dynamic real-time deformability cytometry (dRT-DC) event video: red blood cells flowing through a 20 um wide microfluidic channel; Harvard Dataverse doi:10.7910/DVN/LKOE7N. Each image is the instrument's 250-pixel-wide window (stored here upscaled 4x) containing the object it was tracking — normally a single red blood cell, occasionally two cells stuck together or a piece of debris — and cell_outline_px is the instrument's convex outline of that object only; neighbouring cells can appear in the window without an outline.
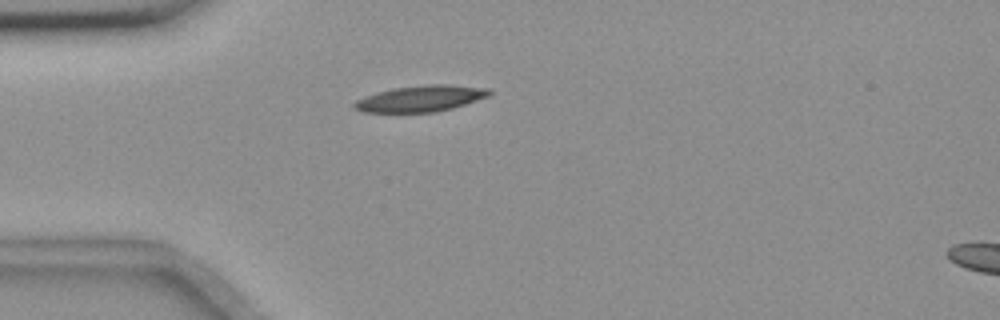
{"species": "common noctule bat (a hibernating species)", "species_latin": "Nyctalus noctula", "temperature_condition": "room temperature", "stored_images_in_passage": 42, "camera_frame_rate_fps": 3000, "um_per_image_px": 0.085, "animal": {"sex": "female", "body_mass_g": 18.4}, "frame": {"image": 1, "passage_image": 2, "time_ms": 0.333, "image_size_px": [1000, 320], "cell_outline_px": [[492, 92], [488, 96], [452, 108], [436, 112], [364, 112], [352, 108], [352, 104], [356, 100], [364, 96], [376, 92], [392, 88], [428, 84], [444, 84], [488, 88]], "centroid_in_image_um": [35.7, 8.37], "position_along_channel_um": 49.3, "area_um2": 20.58}}
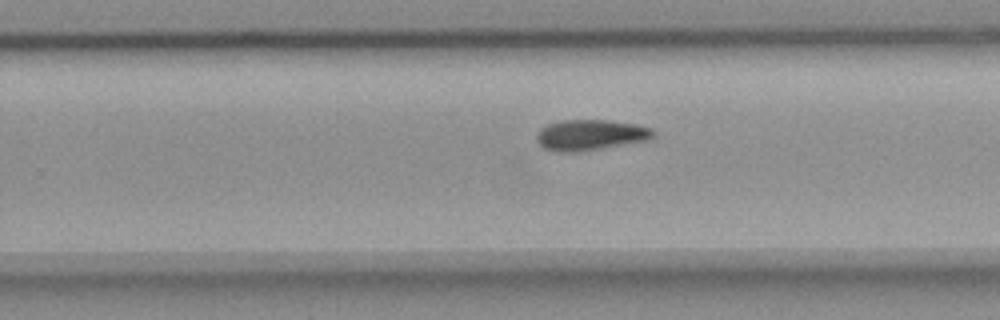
{"frame": {"image": 2, "passage_image": 22, "time_ms": 7.0, "image_size_px": [1000, 320], "cell_outline_px": [[656, 136], [652, 140], [576, 152], [556, 152], [544, 148], [536, 140], [536, 136], [540, 128], [548, 124], [560, 120], [608, 120], [636, 124], [652, 128]], "centroid_in_image_um": [50.21, 11.47], "position_along_channel_um": 279.6, "area_um2": 21.1}}
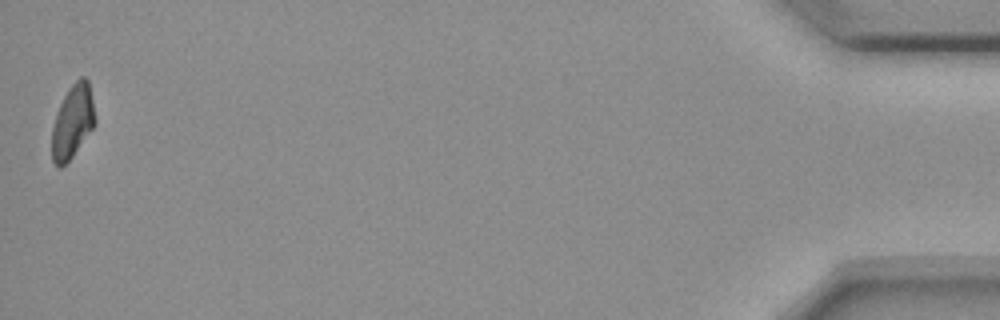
{"frame": {"image": 3, "passage_image": 42, "time_ms": 13.667, "image_size_px": [1000, 320], "cell_outline_px": [[96, 124], [72, 156], [60, 168], [52, 160], [52, 128], [60, 104], [68, 88], [80, 76], [84, 76], [88, 80], [96, 120]], "centroid_in_image_um": [6.18, 10.31], "position_along_channel_um": 429.0, "area_um2": 18.21}, "authors_computed_cell_mechanics": {"area_um2": 20.0277, "velocity_mm_per_s": 3.6443, "shape_relaxation_time_tau1_ms": 9.5105, "shape_relaxation_time_tau2_ms": null, "deformation_change_tau1": 0.2017, "deformation_change_tau2": null}}